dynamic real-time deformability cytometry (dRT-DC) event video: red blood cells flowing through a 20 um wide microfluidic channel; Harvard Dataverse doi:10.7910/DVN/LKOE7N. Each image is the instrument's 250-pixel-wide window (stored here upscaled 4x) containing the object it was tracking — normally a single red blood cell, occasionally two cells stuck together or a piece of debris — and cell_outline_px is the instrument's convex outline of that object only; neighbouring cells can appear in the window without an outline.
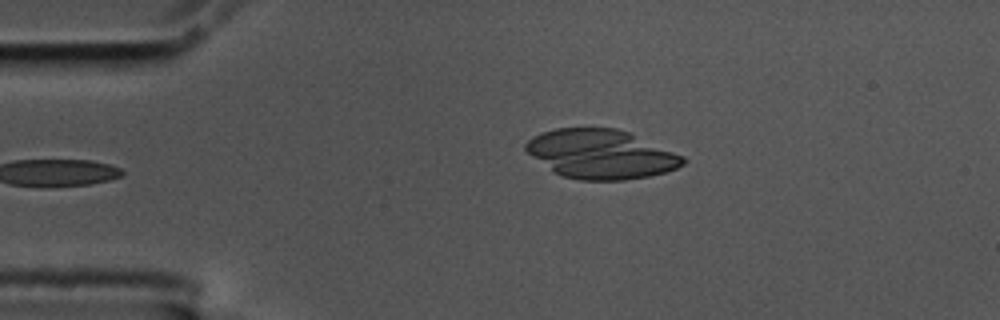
{"species": "common noctule bat (a hibernating species)", "species_latin": "Nyctalus noctula", "temperature_condition": "cold", "stored_images_in_passage": 7, "camera_frame_rate_fps": 3000, "um_per_image_px": 0.085, "animal": {"sex": "male", "body_mass_g": 17.5, "forearm_length_mm": 52.3}, "frame": {"image": 1, "passage_image": 6, "time_ms": 1.667, "image_size_px": [1000, 320], "cell_outline_px": [[680, 160], [672, 168], [656, 172], [636, 176], [576, 176], [644, 152], [656, 152], [676, 156]], "centroid_in_image_um": [54.12, 14.07], "position_along_channel_um": 30.9, "area_um2": 10.0}}